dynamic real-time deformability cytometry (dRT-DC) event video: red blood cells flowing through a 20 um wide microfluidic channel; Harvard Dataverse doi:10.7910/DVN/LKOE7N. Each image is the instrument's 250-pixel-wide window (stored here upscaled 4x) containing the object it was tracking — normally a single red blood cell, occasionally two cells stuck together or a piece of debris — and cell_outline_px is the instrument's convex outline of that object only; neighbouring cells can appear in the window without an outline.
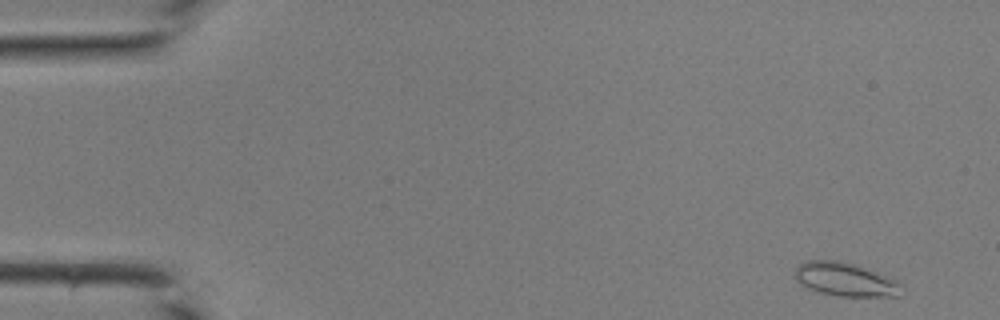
{"species": "common noctule bat (a hibernating species)", "species_latin": "Nyctalus noctula", "temperature_condition": "room temperature", "stored_images_in_passage": 43, "camera_frame_rate_fps": 3000, "um_per_image_px": 0.085, "animal": {"sex": "male", "body_mass_g": 19.0, "forearm_length_mm": 50.8}, "frame": {"image": 1, "passage_image": 2, "time_ms": 0.333, "image_size_px": [1000, 320], "cell_outline_px": [[900, 296], [836, 296], [820, 292], [808, 288], [800, 284], [792, 276], [796, 268], [800, 264], [808, 260], [836, 260], [860, 264], [896, 280]], "centroid_in_image_um": [71.78, 23.73], "position_along_channel_um": 13.2, "area_um2": 20.92}}
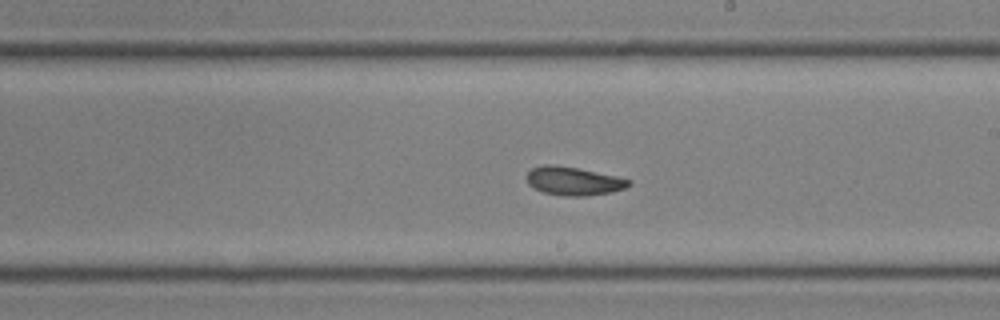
{"frame": {"image": 2, "passage_image": 25, "time_ms": 8.0, "image_size_px": [1000, 320], "cell_outline_px": [[632, 184], [624, 188], [612, 192], [584, 196], [564, 196], [544, 192], [528, 184], [528, 172], [532, 168], [544, 164], [552, 164], [576, 168], [616, 176], [632, 180]], "centroid_in_image_um": [48.78, 15.39], "position_along_channel_um": 240.2, "area_um2": 16.7}}
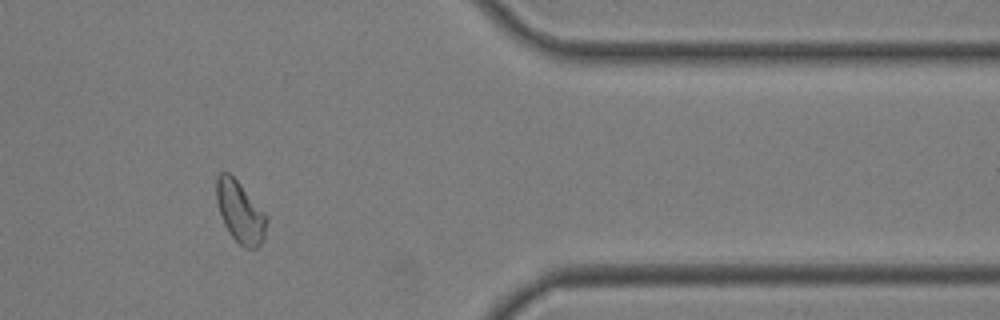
{"frame": {"image": 3, "passage_image": 36, "time_ms": 11.667, "image_size_px": [1000, 320], "cell_outline_px": [[268, 220], [264, 236], [260, 244], [256, 248], [248, 248], [240, 244], [228, 232], [224, 224], [216, 200], [216, 176], [220, 172], [228, 172], [240, 184], [268, 216]], "centroid_in_image_um": [20.41, 18.01], "position_along_channel_um": 391.0, "area_um2": 17.8}}